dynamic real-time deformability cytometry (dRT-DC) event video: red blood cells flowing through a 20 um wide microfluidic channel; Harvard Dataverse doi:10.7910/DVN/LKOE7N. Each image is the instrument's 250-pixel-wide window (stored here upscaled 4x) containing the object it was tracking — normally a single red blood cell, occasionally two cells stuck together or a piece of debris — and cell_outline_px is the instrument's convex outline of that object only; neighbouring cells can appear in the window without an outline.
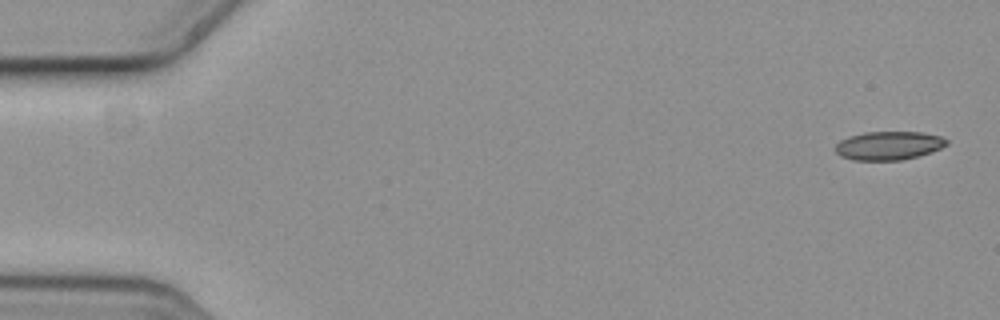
{"species": "common noctule bat (a hibernating species)", "species_latin": "Nyctalus noctula", "temperature_condition": "cold", "stored_images_in_passage": 4, "camera_frame_rate_fps": 3000, "um_per_image_px": 0.085, "animal": {"sex": "female", "body_mass_g": 19.3, "forearm_length_mm": 54.1}, "frame": {"image": 1, "passage_image": 1, "time_ms": 0.0, "image_size_px": [1000, 320], "cell_outline_px": [[948, 144], [932, 152], [900, 160], [852, 160], [840, 156], [836, 152], [836, 144], [840, 140], [848, 136], [864, 132], [924, 132], [940, 136], [948, 140]], "centroid_in_image_um": [75.53, 12.37], "position_along_channel_um": 9.5, "area_um2": 18.55}}